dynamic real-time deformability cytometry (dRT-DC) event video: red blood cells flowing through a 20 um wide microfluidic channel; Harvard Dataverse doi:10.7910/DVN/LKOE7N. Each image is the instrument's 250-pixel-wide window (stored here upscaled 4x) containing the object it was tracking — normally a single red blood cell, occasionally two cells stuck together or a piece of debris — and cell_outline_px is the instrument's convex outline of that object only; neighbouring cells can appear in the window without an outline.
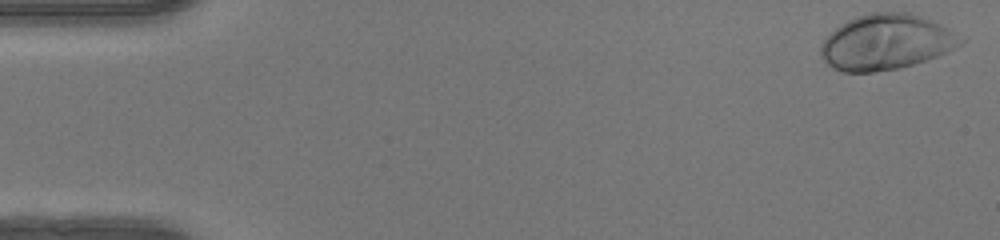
{"species": "human", "species_latin": "Homo sapiens", "temperature_condition": "warm", "stored_images_in_passage": 49, "camera_frame_rate_fps": 3000, "um_per_image_px": 0.085, "donor": {"sex": "female"}, "frame": {"image": 1, "passage_image": 1, "time_ms": 0.0, "image_size_px": [1000, 240], "cell_outline_px": [[968, 40], [956, 48], [936, 56], [900, 68], [872, 72], [844, 72], [832, 68], [820, 56], [820, 44], [836, 28], [848, 20], [856, 16], [872, 12], [908, 12], [920, 16], [940, 24], [948, 28]], "centroid_in_image_um": [75.33, 3.58], "position_along_channel_um": 9.7, "area_um2": 45.08}}
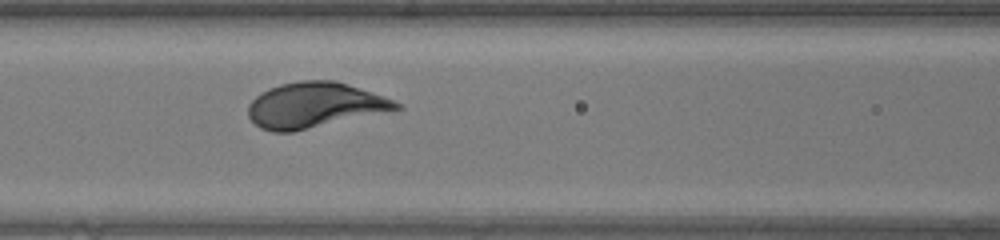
{"frame": {"image": 2, "passage_image": 21, "time_ms": 6.667, "image_size_px": [1000, 240], "cell_outline_px": [[404, 108], [292, 132], [272, 132], [260, 128], [248, 116], [248, 104], [256, 96], [268, 88], [280, 84], [300, 80], [336, 80], [348, 84], [392, 100], [400, 104]], "centroid_in_image_um": [26.69, 8.94], "position_along_channel_um": 139.9, "area_um2": 38.84}}
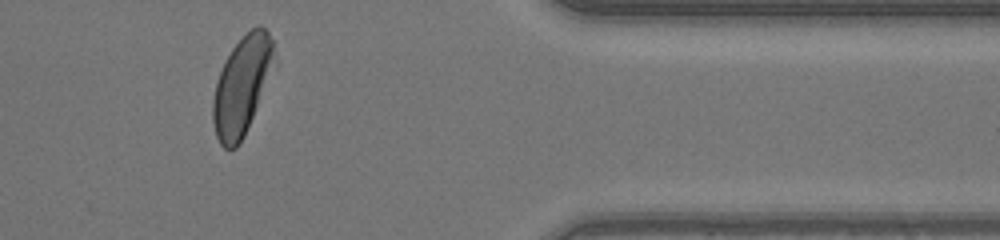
{"frame": {"image": 3, "passage_image": 41, "time_ms": 13.333, "image_size_px": [1000, 240], "cell_outline_px": [[272, 52], [256, 104], [252, 116], [244, 136], [236, 148], [224, 148], [220, 144], [216, 136], [212, 120], [212, 100], [216, 84], [220, 72], [232, 48], [256, 24], [260, 24], [268, 32], [272, 40]], "centroid_in_image_um": [20.44, 7.33], "position_along_channel_um": 391.0, "area_um2": 32.77}, "authors_computed_cell_mechanics": {"area_um2": 38.0902, "velocity_mm_per_s": 4.1229, "shape_relaxation_time_tau1_ms": 1.3657, "shape_relaxation_time_tau2_ms": 2.0087, "deformation_change_tau1": 0.1498, "deformation_change_tau2": null}}